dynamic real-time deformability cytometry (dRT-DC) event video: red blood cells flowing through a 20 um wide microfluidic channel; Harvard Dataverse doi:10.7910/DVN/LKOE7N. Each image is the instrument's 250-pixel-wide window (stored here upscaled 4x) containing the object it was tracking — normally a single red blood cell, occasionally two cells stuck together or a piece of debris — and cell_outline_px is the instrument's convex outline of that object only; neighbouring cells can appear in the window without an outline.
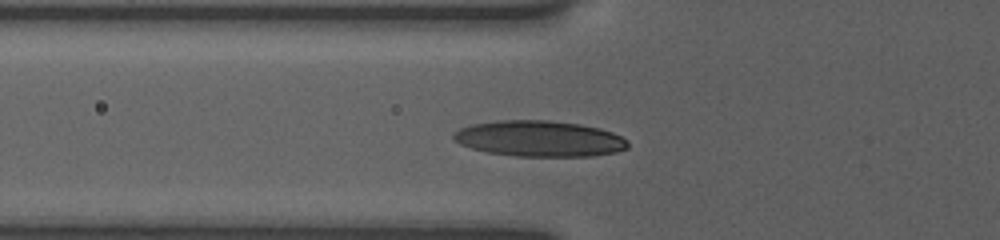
{"species": "human", "species_latin": "Homo sapiens", "temperature_condition": "room temperature", "stored_images_in_passage": 16, "camera_frame_rate_fps": 3000, "um_per_image_px": 0.085, "donor": {"sex": "female"}, "frame": {"image": 1, "passage_image": 12, "time_ms": 4.0, "image_size_px": [1000, 240], "cell_outline_px": [[628, 148], [616, 152], [592, 156], [516, 156], [488, 152], [472, 148], [460, 144], [452, 136], [452, 132], [460, 128], [472, 124], [496, 120], [548, 120], [580, 124], [600, 128], [612, 132], [628, 140]], "centroid_in_image_um": [45.85, 11.78], "position_along_channel_um": 79.9, "area_um2": 36.53}}
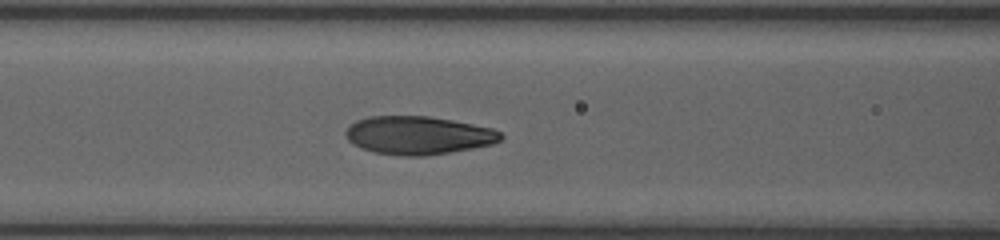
{"frame": {"image": 2, "passage_image": 16, "time_ms": 5.333, "image_size_px": [1000, 240], "cell_outline_px": [[504, 136], [500, 140], [492, 144], [472, 148], [424, 156], [400, 156], [372, 152], [360, 148], [352, 144], [348, 140], [344, 132], [348, 124], [356, 120], [368, 116], [428, 116], [452, 120], [492, 128], [500, 132]], "centroid_in_image_um": [35.48, 11.5], "position_along_channel_um": 131.1, "area_um2": 34.74}}